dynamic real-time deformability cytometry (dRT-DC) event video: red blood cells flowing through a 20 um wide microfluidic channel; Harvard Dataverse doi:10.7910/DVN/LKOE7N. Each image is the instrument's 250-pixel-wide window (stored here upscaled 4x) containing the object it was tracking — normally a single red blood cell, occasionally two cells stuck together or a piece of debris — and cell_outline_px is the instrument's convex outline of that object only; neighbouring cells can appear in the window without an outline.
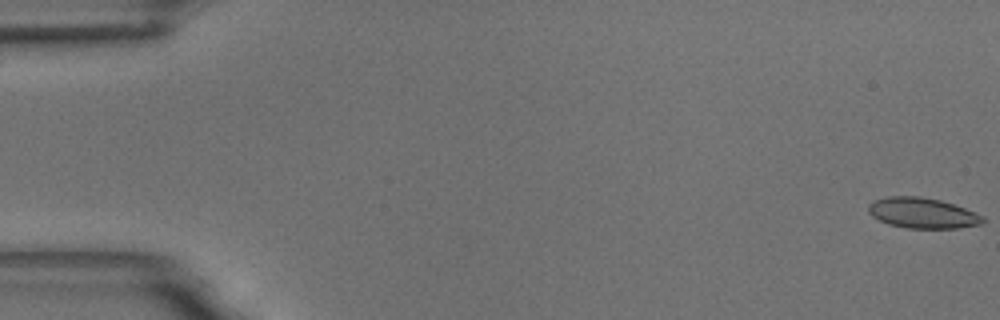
{"species": "common noctule bat (a hibernating species)", "species_latin": "Nyctalus noctula", "temperature_condition": "room temperature", "stored_images_in_passage": 56, "camera_frame_rate_fps": 3000, "um_per_image_px": 0.085, "animal": {"sex": "male", "body_mass_g": 18.8}, "frame": {"image": 1, "passage_image": 1, "time_ms": 0.0, "image_size_px": [1000, 320], "cell_outline_px": [[984, 220], [980, 224], [960, 228], [908, 228], [888, 224], [872, 216], [868, 212], [868, 204], [872, 200], [888, 196], [920, 196], [940, 200], [964, 208], [984, 216]], "centroid_in_image_um": [78.37, 18.1], "position_along_channel_um": 6.6, "area_um2": 20.35}}
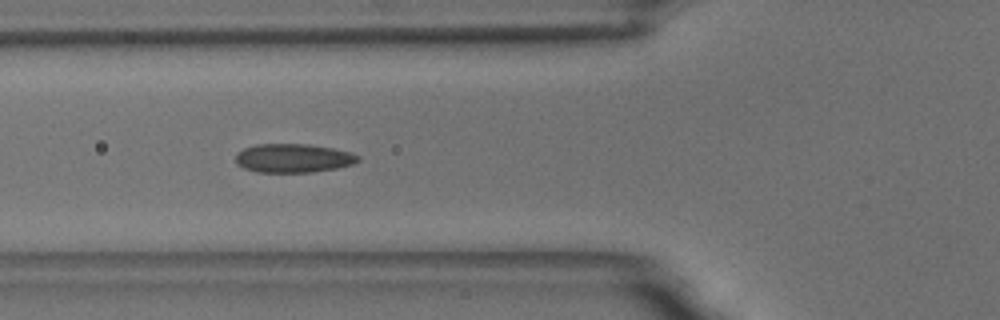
{"frame": {"image": 2, "passage_image": 21, "time_ms": 6.667, "image_size_px": [1000, 320], "cell_outline_px": [[360, 160], [352, 164], [336, 168], [312, 172], [256, 172], [244, 168], [236, 164], [236, 152], [244, 148], [256, 144], [308, 144], [332, 148], [352, 152], [360, 156]], "centroid_in_image_um": [24.92, 13.44], "position_along_channel_um": 100.9, "area_um2": 20.63}}
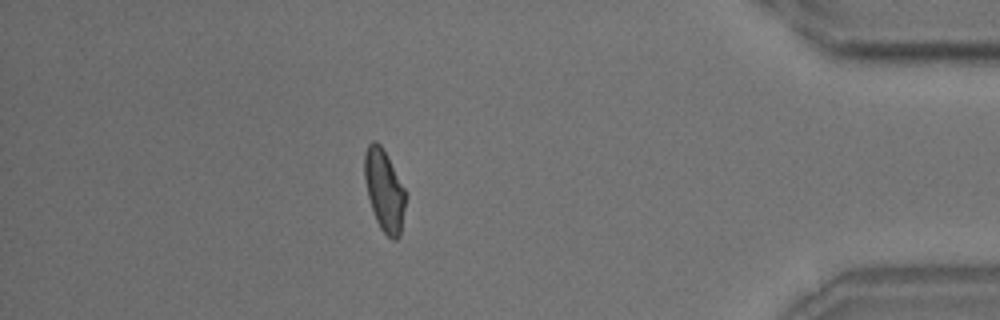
{"frame": {"image": 3, "passage_image": 49, "time_ms": 16.0, "image_size_px": [1000, 320], "cell_outline_px": [[404, 208], [400, 236], [396, 240], [392, 240], [380, 228], [376, 220], [368, 196], [364, 180], [364, 152], [368, 144], [372, 140], [376, 140], [380, 144], [404, 188]], "centroid_in_image_um": [32.63, 16.17], "position_along_channel_um": 402.6, "area_um2": 19.13}, "authors_computed_cell_mechanics": {"area_um2": 20.23, "velocity_mm_per_s": 3.6691, "shape_relaxation_time_tau1_ms": 6.7538, "shape_relaxation_time_tau2_ms": 1.5253, "deformation_change_tau1": 0.1474, "deformation_change_tau2": 0.0752}}